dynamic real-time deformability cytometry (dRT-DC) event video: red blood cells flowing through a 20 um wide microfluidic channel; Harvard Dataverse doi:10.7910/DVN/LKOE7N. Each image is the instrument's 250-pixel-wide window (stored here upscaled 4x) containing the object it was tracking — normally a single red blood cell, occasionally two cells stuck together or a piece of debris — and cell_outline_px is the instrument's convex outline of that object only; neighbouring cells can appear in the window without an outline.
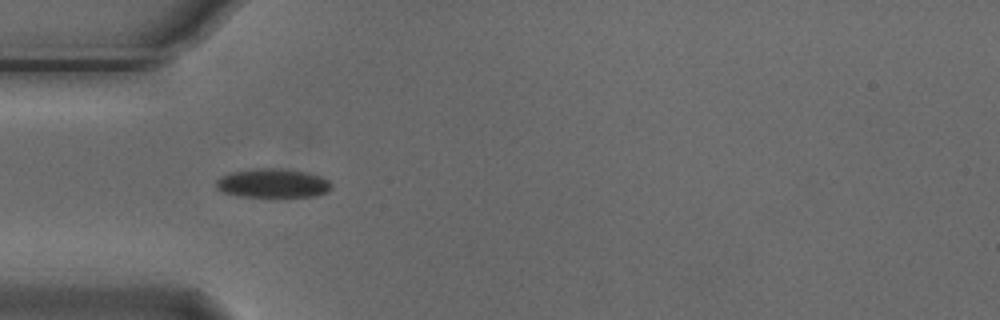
{"species": "Egyptian fruit bat (a non-hibernating species)", "species_latin": "Rousettus aegyptiacus", "temperature_condition": "cold", "stored_images_in_passage": 6, "camera_frame_rate_fps": 3000, "um_per_image_px": 0.085, "animal": {"sex": "male"}, "frame": {"image": 1, "passage_image": 5, "time_ms": 1.333, "image_size_px": [1000, 320], "cell_outline_px": [[332, 188], [328, 192], [316, 196], [240, 196], [224, 192], [216, 188], [216, 180], [232, 172], [256, 168], [280, 168], [308, 172], [320, 176], [328, 180], [332, 184]], "centroid_in_image_um": [23.23, 15.56], "position_along_channel_um": 61.8, "area_um2": 19.36}}
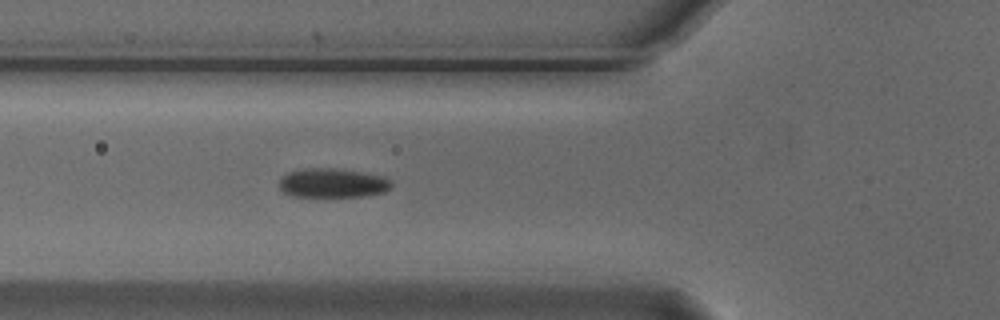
{"frame": {"image": 2, "passage_image": 6, "time_ms": 1.667, "image_size_px": [1000, 320], "cell_outline_px": [[392, 184], [384, 192], [360, 196], [292, 196], [284, 192], [280, 188], [280, 180], [288, 172], [304, 168], [332, 168], [360, 172], [384, 176]], "centroid_in_image_um": [28.24, 15.55], "position_along_channel_um": 97.6, "area_um2": 18.73}}